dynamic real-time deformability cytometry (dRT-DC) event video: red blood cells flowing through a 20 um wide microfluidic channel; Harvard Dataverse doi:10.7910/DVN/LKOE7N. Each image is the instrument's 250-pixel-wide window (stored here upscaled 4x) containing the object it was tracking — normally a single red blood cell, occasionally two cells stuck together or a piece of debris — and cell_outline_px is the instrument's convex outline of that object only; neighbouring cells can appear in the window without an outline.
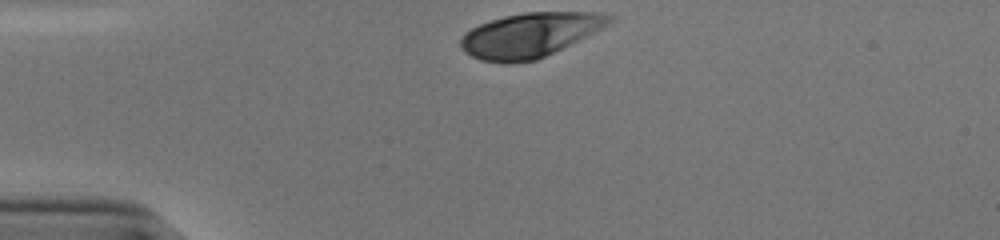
{"species": "human", "species_latin": "Homo sapiens", "temperature_condition": "cold", "stored_images_in_passage": 31, "camera_frame_rate_fps": 3000, "um_per_image_px": 0.085, "donor": {"sex": "male"}, "frame": {"image": 1, "passage_image": 1, "time_ms": 0.0, "image_size_px": [1000, 240], "cell_outline_px": [[616, 20], [536, 60], [512, 64], [480, 60], [464, 52], [460, 48], [460, 40], [464, 32], [480, 24], [504, 16], [524, 12], [600, 12], [616, 16]], "centroid_in_image_um": [45.0, 2.97], "position_along_channel_um": 40.0, "area_um2": 38.15}}
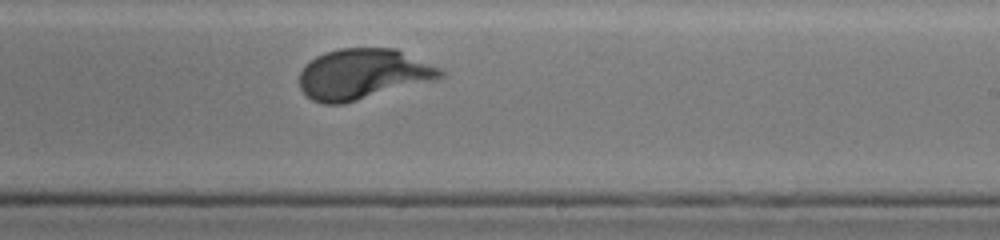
{"frame": {"image": 2, "passage_image": 21, "time_ms": 6.667, "image_size_px": [1000, 240], "cell_outline_px": [[444, 76], [436, 80], [344, 104], [320, 104], [312, 100], [300, 88], [300, 72], [304, 64], [316, 56], [324, 52], [340, 48], [396, 48], [440, 68], [444, 72]], "centroid_in_image_um": [30.84, 6.3], "position_along_channel_um": 258.2, "area_um2": 41.79}}
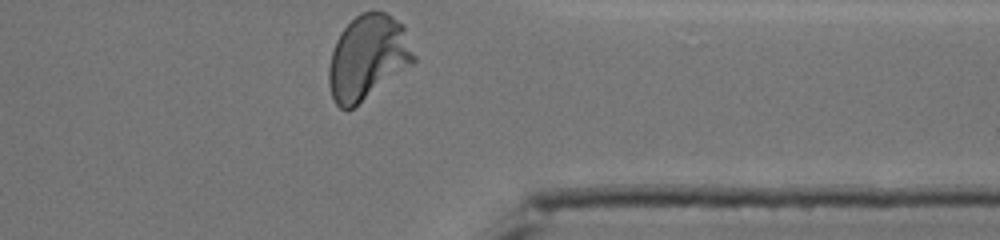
{"frame": {"image": 3, "passage_image": 31, "time_ms": 10.0, "image_size_px": [1000, 240], "cell_outline_px": [[416, 60], [412, 64], [348, 112], [340, 108], [336, 104], [332, 96], [328, 84], [328, 68], [332, 52], [336, 40], [340, 32], [360, 12], [384, 12], [392, 16], [404, 24], [416, 56]], "centroid_in_image_um": [31.26, 4.89], "position_along_channel_um": 380.1, "area_um2": 42.02}, "authors_computed_cell_mechanics": {"area_um2": 41.038, "velocity_mm_per_s": 3.8179, "shape_relaxation_time_tau1_ms": 2.7818, "shape_relaxation_time_tau2_ms": null, "deformation_change_tau1": 0.1672, "deformation_change_tau2": null}}